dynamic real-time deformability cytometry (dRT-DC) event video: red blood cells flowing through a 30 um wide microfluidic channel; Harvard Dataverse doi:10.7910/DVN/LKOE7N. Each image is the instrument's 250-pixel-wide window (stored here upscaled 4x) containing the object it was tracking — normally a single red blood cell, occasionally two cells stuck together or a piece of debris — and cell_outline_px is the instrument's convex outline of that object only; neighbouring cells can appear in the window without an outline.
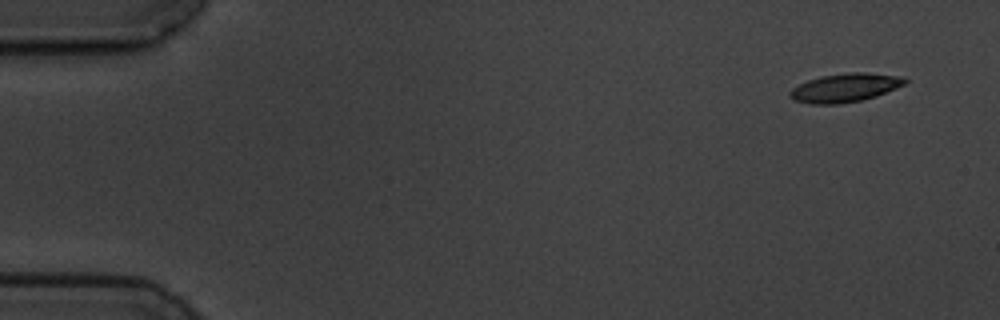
{"species": "common noctule bat (a hibernating species)", "species_latin": "Nyctalus noctula", "temperature_condition": "cold", "stored_images_in_passage": 6, "camera_frame_rate_fps": 3000, "um_per_image_px": 0.085, "animal": {"sex": "male", "body_mass_g": 19.5, "forearm_length_mm": 54.6}, "frame": {"image": 1, "passage_image": 1, "time_ms": 0.0, "image_size_px": [1000, 320], "cell_outline_px": [[908, 80], [904, 84], [896, 88], [876, 96], [860, 100], [840, 104], [812, 104], [792, 100], [788, 96], [788, 92], [792, 88], [808, 80], [820, 76], [848, 72], [864, 72], [904, 76]], "centroid_in_image_um": [71.81, 7.45], "position_along_channel_um": 13.2, "area_um2": 19.31}}
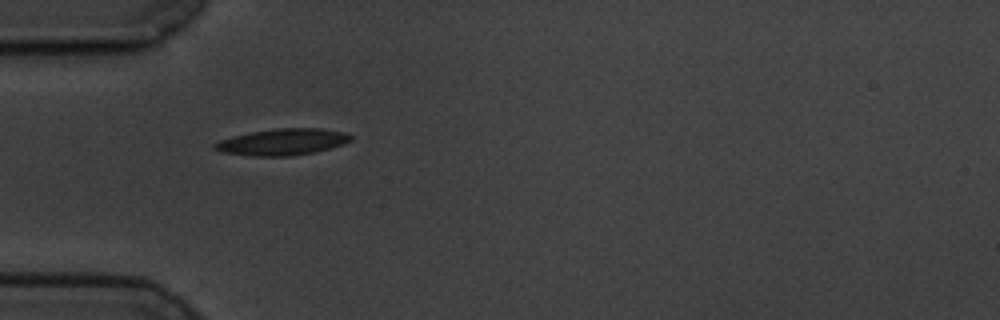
{"frame": {"image": 2, "passage_image": 5, "time_ms": 4.667, "image_size_px": [1000, 320], "cell_outline_px": [[352, 140], [344, 144], [312, 152], [288, 156], [252, 156], [220, 152], [212, 148], [212, 144], [220, 140], [232, 136], [252, 132], [276, 128], [320, 128], [344, 132], [352, 136]], "centroid_in_image_um": [23.97, 12.06], "position_along_channel_um": 61.0, "area_um2": 20.92}}
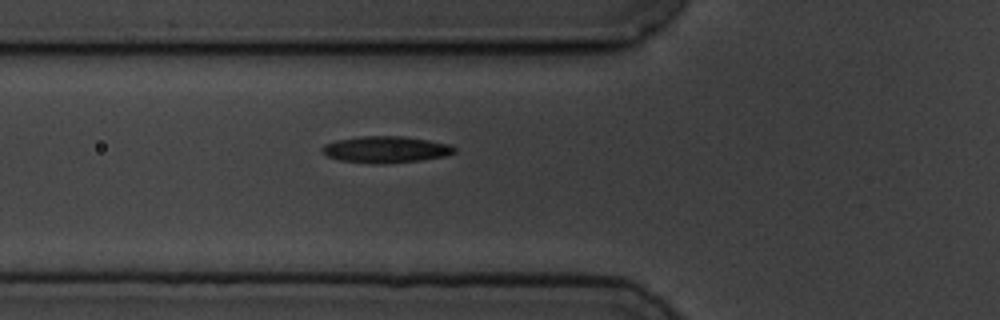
{"frame": {"image": 3, "passage_image": 6, "time_ms": 5.667, "image_size_px": [1000, 320], "cell_outline_px": [[456, 152], [444, 156], [420, 160], [384, 164], [372, 164], [340, 160], [328, 156], [320, 152], [320, 148], [324, 144], [336, 140], [364, 136], [404, 136], [428, 140], [448, 144], [456, 148]], "centroid_in_image_um": [32.75, 12.71], "position_along_channel_um": 93.0, "area_um2": 20.52}}